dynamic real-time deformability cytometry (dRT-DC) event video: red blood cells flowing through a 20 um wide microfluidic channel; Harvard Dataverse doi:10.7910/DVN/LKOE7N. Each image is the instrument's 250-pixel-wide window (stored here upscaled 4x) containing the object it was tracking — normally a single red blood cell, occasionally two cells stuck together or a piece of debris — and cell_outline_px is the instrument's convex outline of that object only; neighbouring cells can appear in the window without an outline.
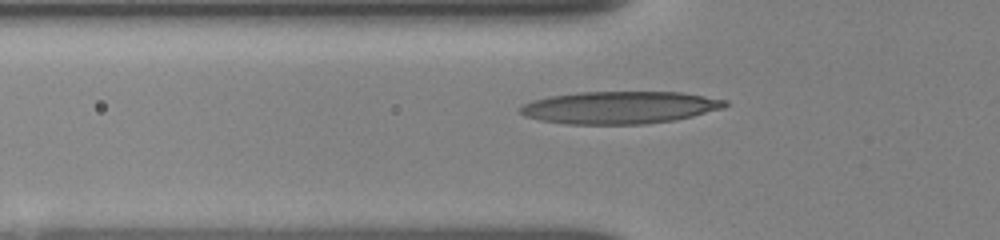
{"species": "human", "species_latin": "Homo sapiens", "temperature_condition": "room temperature", "stored_images_in_passage": 7, "camera_frame_rate_fps": 3000, "um_per_image_px": 0.085, "donor": {"sex": "female"}, "frame": {"image": 1, "passage_image": 7, "time_ms": 5.0, "image_size_px": [1000, 240], "cell_outline_px": [[728, 104], [724, 108], [676, 120], [644, 124], [568, 124], [540, 120], [524, 116], [520, 112], [520, 108], [524, 104], [532, 100], [548, 96], [580, 92], [680, 92], [728, 100]], "centroid_in_image_um": [52.68, 9.14], "position_along_channel_um": 73.1, "area_um2": 38.73}}